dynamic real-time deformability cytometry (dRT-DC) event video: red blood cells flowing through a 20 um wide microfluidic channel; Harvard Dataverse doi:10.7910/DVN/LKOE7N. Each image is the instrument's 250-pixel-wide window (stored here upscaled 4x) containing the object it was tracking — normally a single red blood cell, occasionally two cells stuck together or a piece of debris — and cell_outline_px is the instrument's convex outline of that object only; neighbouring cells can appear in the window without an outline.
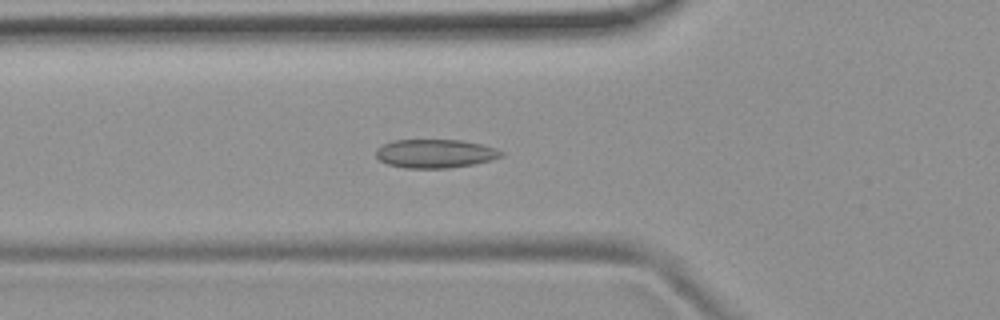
{"species": "common noctule bat (a hibernating species)", "species_latin": "Nyctalus noctula", "temperature_condition": "room temperature", "stored_images_in_passage": 40, "camera_frame_rate_fps": 3000, "um_per_image_px": 0.085, "animal": {"sex": "female", "body_mass_g": 19.9}, "frame": {"image": 1, "passage_image": 12, "time_ms": 3.667, "image_size_px": [1000, 320], "cell_outline_px": [[504, 156], [492, 160], [472, 164], [448, 168], [404, 168], [388, 164], [380, 160], [376, 156], [376, 148], [384, 144], [396, 140], [460, 140], [480, 144], [496, 148], [504, 152]], "centroid_in_image_um": [37.01, 13.06], "position_along_channel_um": 88.8, "area_um2": 20.87}}
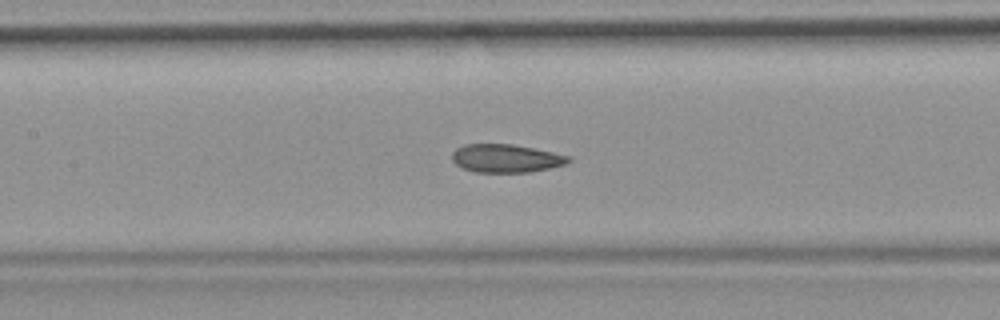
{"frame": {"image": 2, "passage_image": 18, "time_ms": 5.667, "image_size_px": [1000, 320], "cell_outline_px": [[572, 160], [568, 164], [528, 172], [476, 172], [464, 168], [456, 164], [452, 160], [452, 152], [456, 148], [464, 144], [512, 144], [572, 156]], "centroid_in_image_um": [43.03, 13.45], "position_along_channel_um": 164.4, "area_um2": 19.13}}
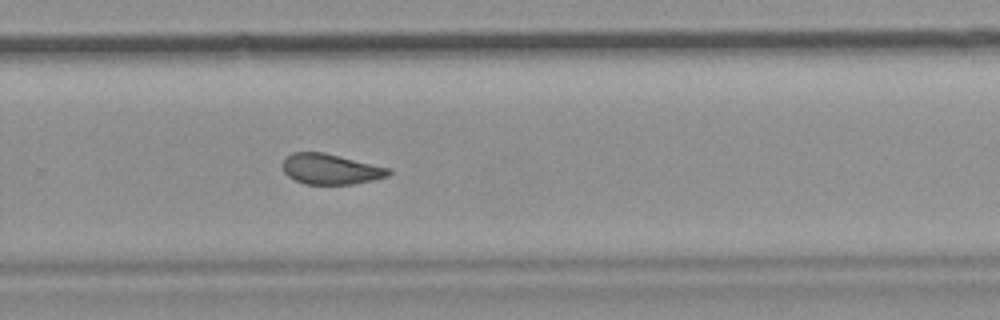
{"frame": {"image": 3, "passage_image": 29, "time_ms": 9.333, "image_size_px": [1000, 320], "cell_outline_px": [[392, 172], [388, 176], [372, 180], [352, 184], [304, 184], [288, 176], [284, 172], [284, 160], [292, 152], [324, 152], [392, 168]], "centroid_in_image_um": [28.15, 14.37], "position_along_channel_um": 301.7, "area_um2": 18.79}, "authors_computed_cell_mechanics": {"area_um2": 19.7965, "velocity_mm_per_s": 3.7575, "shape_relaxation_time_tau1_ms": null, "shape_relaxation_time_tau2_ms": 1.7948, "deformation_change_tau1": null, "deformation_change_tau2": 0.0771}}